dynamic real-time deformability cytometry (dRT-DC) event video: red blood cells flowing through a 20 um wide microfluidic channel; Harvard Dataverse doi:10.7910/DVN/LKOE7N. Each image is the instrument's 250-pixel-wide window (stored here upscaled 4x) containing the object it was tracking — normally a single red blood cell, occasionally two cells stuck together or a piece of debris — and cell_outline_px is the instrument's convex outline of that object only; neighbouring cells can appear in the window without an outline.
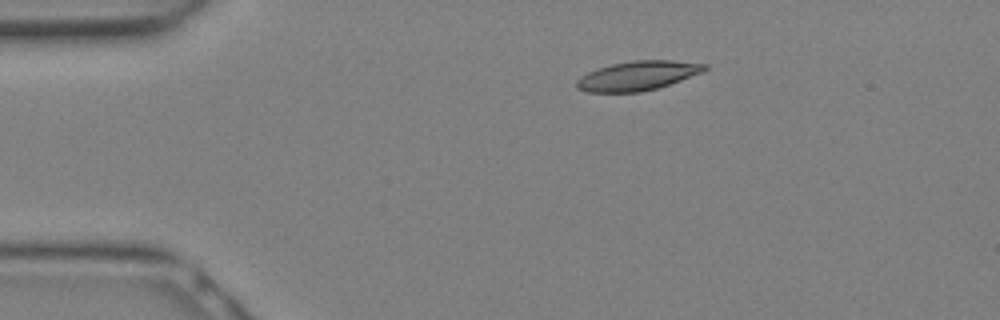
{"species": "Egyptian fruit bat (a non-hibernating species)", "species_latin": "Rousettus aegyptiacus", "temperature_condition": "warm", "stored_images_in_passage": 6, "camera_frame_rate_fps": 3000, "um_per_image_px": 0.085, "animal": {"sex": "female"}, "frame": {"image": 1, "passage_image": 1, "time_ms": 0.0, "image_size_px": [1000, 320], "cell_outline_px": [[708, 68], [704, 72], [656, 88], [640, 92], [588, 92], [576, 88], [576, 80], [588, 72], [612, 64], [636, 60], [672, 60], [708, 64]], "centroid_in_image_um": [54.23, 6.43], "position_along_channel_um": 30.8, "area_um2": 21.68}}
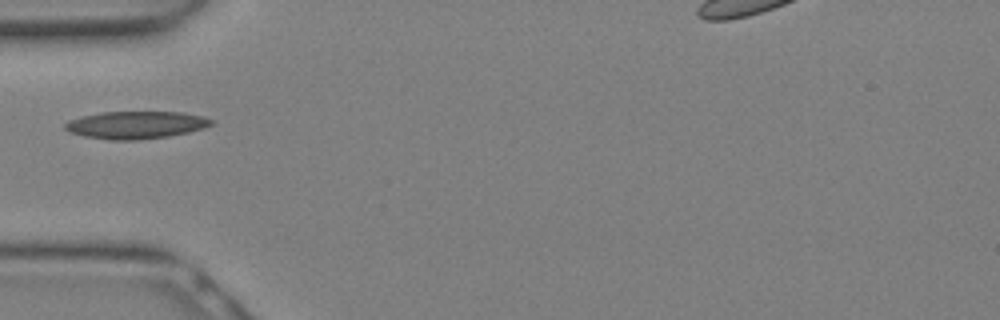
{"frame": {"image": 2, "passage_image": 5, "time_ms": 1.333, "image_size_px": [1000, 320], "cell_outline_px": [[216, 124], [204, 128], [188, 132], [168, 136], [140, 140], [108, 140], [84, 136], [68, 132], [64, 128], [64, 124], [68, 120], [80, 116], [100, 112], [184, 112], [204, 116], [212, 120]], "centroid_in_image_um": [11.54, 10.62], "position_along_channel_um": 73.5, "area_um2": 23.76}}